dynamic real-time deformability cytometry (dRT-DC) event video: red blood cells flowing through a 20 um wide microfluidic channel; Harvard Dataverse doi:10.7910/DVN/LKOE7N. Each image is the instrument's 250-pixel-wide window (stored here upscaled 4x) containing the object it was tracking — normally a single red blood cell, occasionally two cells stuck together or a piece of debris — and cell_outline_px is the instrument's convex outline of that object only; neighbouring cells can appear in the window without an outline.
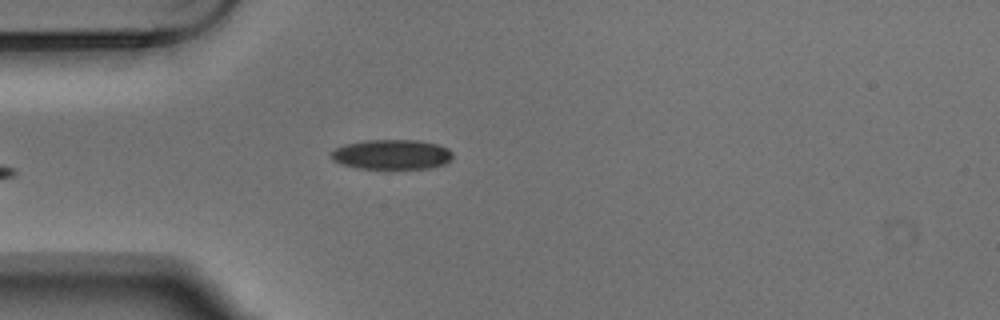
{"species": "Egyptian fruit bat (a non-hibernating species)", "species_latin": "Rousettus aegyptiacus", "temperature_condition": "warm", "stored_images_in_passage": 4, "camera_frame_rate_fps": 3000, "um_per_image_px": 0.085, "animal": {"sex": "male"}, "frame": {"image": 1, "passage_image": 4, "time_ms": 1.0, "image_size_px": [1000, 320], "cell_outline_px": [[452, 156], [444, 164], [432, 168], [356, 168], [332, 160], [332, 152], [336, 148], [344, 144], [364, 140], [420, 140], [436, 144], [448, 148], [452, 152]], "centroid_in_image_um": [33.31, 13.12], "position_along_channel_um": 51.7, "area_um2": 20.98}}